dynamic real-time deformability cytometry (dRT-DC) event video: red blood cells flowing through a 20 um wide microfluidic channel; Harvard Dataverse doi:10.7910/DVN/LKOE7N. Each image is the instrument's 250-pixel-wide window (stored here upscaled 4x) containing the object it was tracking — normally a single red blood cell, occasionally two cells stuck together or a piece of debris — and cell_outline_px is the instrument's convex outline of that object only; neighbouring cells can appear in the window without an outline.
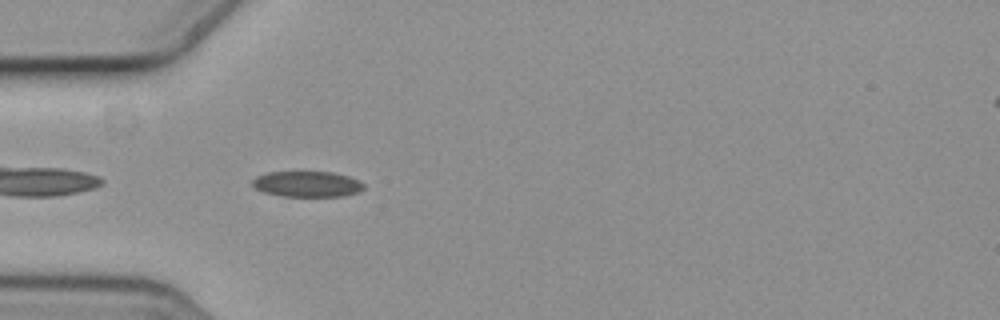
{"species": "common noctule bat (a hibernating species)", "species_latin": "Nyctalus noctula", "temperature_condition": "cold", "stored_images_in_passage": 3, "camera_frame_rate_fps": 3000, "um_per_image_px": 0.085, "animal": {"sex": "female", "body_mass_g": 19.3, "forearm_length_mm": 54.1}, "frame": {"image": 1, "passage_image": 3, "time_ms": 0.667, "image_size_px": [1000, 320], "cell_outline_px": [[364, 188], [356, 192], [344, 196], [284, 196], [264, 192], [256, 188], [252, 184], [252, 180], [256, 176], [268, 172], [332, 172], [348, 176], [360, 180], [364, 184]], "centroid_in_image_um": [26.11, 15.64], "position_along_channel_um": 58.9, "area_um2": 16.59}}